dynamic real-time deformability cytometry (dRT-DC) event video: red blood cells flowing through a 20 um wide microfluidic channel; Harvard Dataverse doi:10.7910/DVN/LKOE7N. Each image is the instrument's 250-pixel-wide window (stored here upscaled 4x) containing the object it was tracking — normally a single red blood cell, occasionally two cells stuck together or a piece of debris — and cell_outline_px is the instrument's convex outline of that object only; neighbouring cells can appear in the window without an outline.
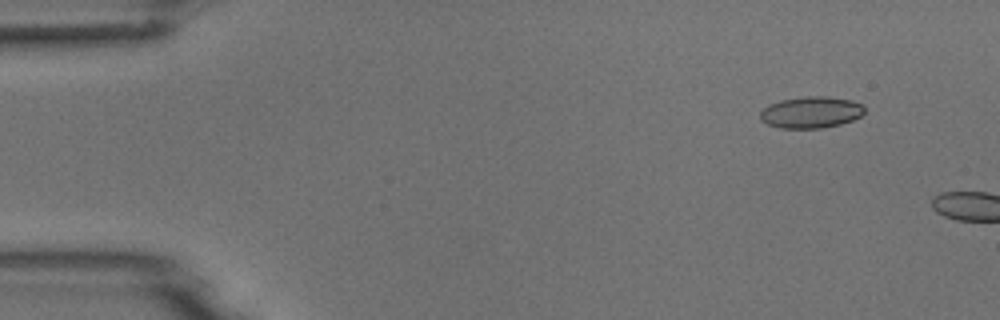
{"species": "common noctule bat (a hibernating species)", "species_latin": "Nyctalus noctula", "temperature_condition": "room temperature", "stored_images_in_passage": 3, "camera_frame_rate_fps": 3000, "um_per_image_px": 0.085, "animal": {"sex": "male", "body_mass_g": 18.8}, "frame": {"image": 1, "passage_image": 2, "time_ms": 1.333, "image_size_px": [1000, 320], "cell_outline_px": [[864, 112], [860, 116], [852, 120], [840, 124], [820, 128], [780, 128], [768, 124], [760, 120], [760, 112], [768, 104], [780, 100], [808, 96], [828, 96], [852, 100], [860, 104], [864, 108]], "centroid_in_image_um": [68.91, 9.54], "position_along_channel_um": 16.1, "area_um2": 19.13}}